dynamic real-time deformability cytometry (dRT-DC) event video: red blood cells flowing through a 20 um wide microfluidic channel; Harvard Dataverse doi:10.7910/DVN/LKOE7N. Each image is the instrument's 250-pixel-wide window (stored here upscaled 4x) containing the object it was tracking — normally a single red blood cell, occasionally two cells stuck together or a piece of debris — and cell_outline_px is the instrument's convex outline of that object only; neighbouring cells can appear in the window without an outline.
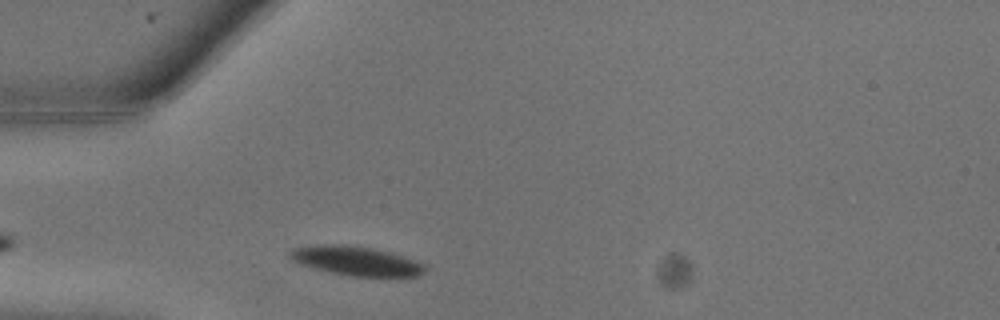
{"species": "common noctule bat (a hibernating species)", "species_latin": "Nyctalus noctula", "temperature_condition": "warm", "stored_images_in_passage": 13, "camera_frame_rate_fps": 3000, "um_per_image_px": 0.085, "animal": {"sex": "male", "body_mass_g": 13.3}, "frame": {"image": 1, "passage_image": 1, "time_ms": 0.0, "image_size_px": [1000, 320], "cell_outline_px": [[424, 272], [416, 276], [348, 276], [300, 264], [292, 260], [288, 256], [288, 252], [292, 248], [316, 244], [344, 244], [372, 248], [404, 256], [416, 260], [424, 264]], "centroid_in_image_um": [30.22, 22.16], "position_along_channel_um": 54.8, "area_um2": 22.89}}
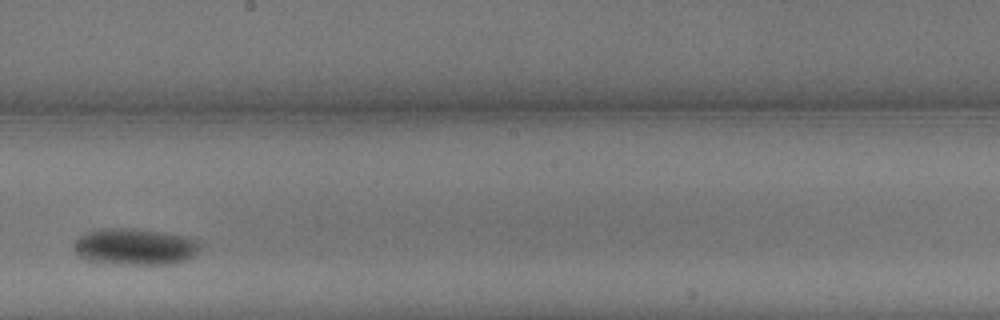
{"frame": {"image": 2, "passage_image": 8, "time_ms": 2.333, "image_size_px": [1000, 320], "cell_outline_px": [[200, 248], [188, 260], [176, 264], [128, 264], [88, 260], [80, 256], [76, 252], [72, 244], [80, 236], [88, 232], [100, 228], [136, 228], [164, 232], [184, 236], [200, 240]], "centroid_in_image_um": [11.51, 20.95], "position_along_channel_um": 236.7, "area_um2": 26.93}}
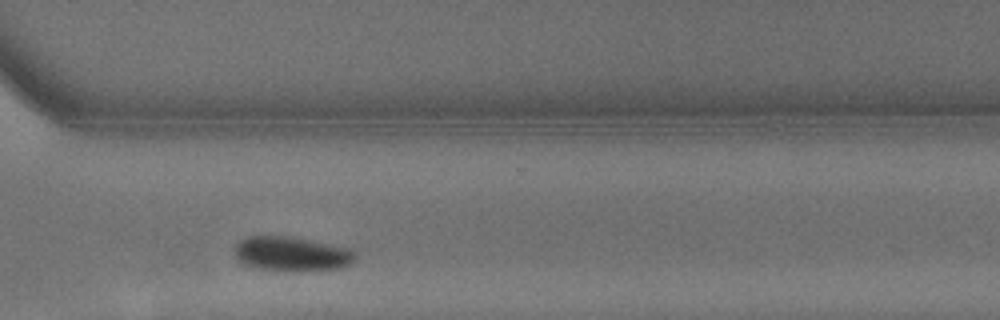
{"frame": {"image": 3, "passage_image": 12, "time_ms": 3.667, "image_size_px": [1000, 320], "cell_outline_px": [[356, 256], [348, 264], [340, 268], [260, 268], [244, 264], [236, 256], [236, 244], [240, 240], [248, 236], [292, 236], [352, 248], [356, 252]], "centroid_in_image_um": [24.81, 21.5], "position_along_channel_um": 345.8, "area_um2": 23.18}}